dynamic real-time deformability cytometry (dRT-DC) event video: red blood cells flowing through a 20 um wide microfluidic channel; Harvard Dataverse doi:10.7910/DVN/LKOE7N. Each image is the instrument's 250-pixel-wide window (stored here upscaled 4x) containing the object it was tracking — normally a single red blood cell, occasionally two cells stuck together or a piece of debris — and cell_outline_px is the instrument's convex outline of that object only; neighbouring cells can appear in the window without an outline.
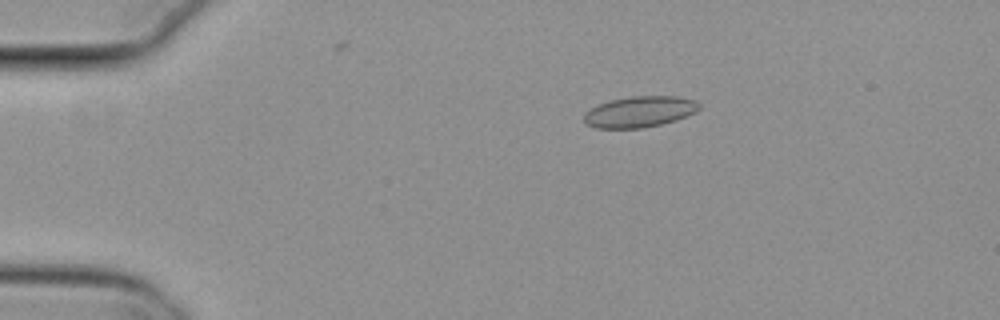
{"species": "common noctule bat (a hibernating species)", "species_latin": "Nyctalus noctula", "temperature_condition": "cold", "stored_images_in_passage": 17, "camera_frame_rate_fps": 3000, "um_per_image_px": 0.085, "animal": {"sex": "female", "body_mass_g": 29.2, "forearm_length_mm": 56.3}, "frame": {"image": 1, "passage_image": 11, "time_ms": 3.333, "image_size_px": [1000, 320], "cell_outline_px": [[700, 108], [696, 112], [676, 120], [660, 124], [640, 128], [596, 128], [584, 124], [584, 112], [596, 104], [608, 100], [628, 96], [680, 96], [696, 100], [700, 104]], "centroid_in_image_um": [54.34, 9.48], "position_along_channel_um": 30.7, "area_um2": 21.15}}